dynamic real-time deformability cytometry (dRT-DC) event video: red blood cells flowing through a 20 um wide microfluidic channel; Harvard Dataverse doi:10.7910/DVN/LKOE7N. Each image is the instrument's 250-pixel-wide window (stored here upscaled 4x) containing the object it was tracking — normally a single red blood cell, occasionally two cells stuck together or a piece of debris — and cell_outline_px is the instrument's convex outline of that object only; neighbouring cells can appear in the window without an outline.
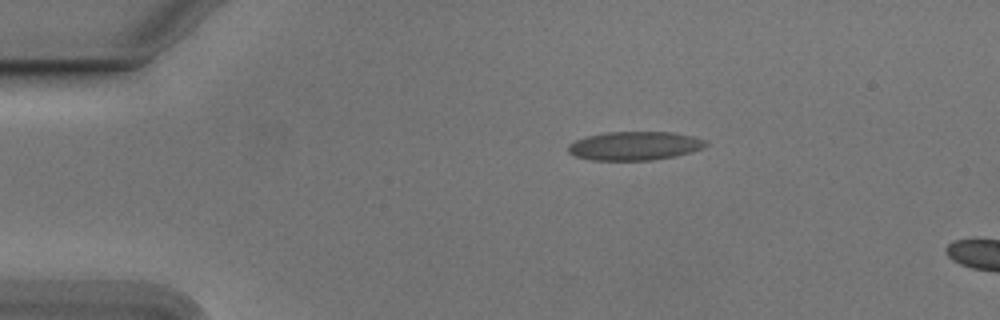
{"species": "Egyptian fruit bat (a non-hibernating species)", "species_latin": "Rousettus aegyptiacus", "temperature_condition": "cold", "stored_images_in_passage": 5, "camera_frame_rate_fps": 3000, "um_per_image_px": 0.085, "animal": {"sex": "male"}, "frame": {"image": 1, "passage_image": 1, "time_ms": 0.0, "image_size_px": [1000, 320], "cell_outline_px": [[708, 144], [700, 148], [676, 156], [652, 160], [592, 160], [576, 156], [568, 152], [568, 144], [576, 140], [588, 136], [608, 132], [672, 132], [692, 136], [708, 140]], "centroid_in_image_um": [53.94, 12.39], "position_along_channel_um": 31.1, "area_um2": 22.83}}